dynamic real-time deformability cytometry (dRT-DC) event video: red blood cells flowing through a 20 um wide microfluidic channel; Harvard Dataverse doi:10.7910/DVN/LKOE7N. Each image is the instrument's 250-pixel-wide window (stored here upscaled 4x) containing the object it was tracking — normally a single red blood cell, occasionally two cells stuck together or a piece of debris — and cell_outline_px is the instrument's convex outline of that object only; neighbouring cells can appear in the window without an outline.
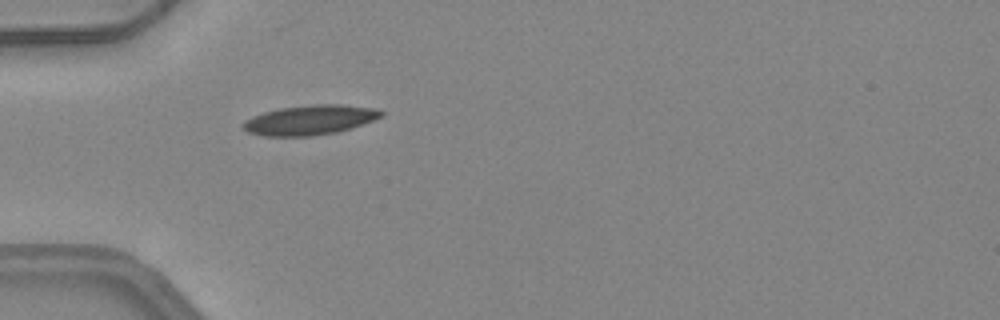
{"species": "common noctule bat (a hibernating species)", "species_latin": "Nyctalus noctula", "temperature_condition": "warm", "stored_images_in_passage": 30, "camera_frame_rate_fps": 3000, "um_per_image_px": 0.085, "animal": {"sex": "female", "body_mass_g": 24.6, "forearm_length_mm": 56.2}, "frame": {"image": 1, "passage_image": 1, "time_ms": 0.0, "image_size_px": [1000, 320], "cell_outline_px": [[384, 116], [352, 128], [336, 132], [312, 136], [264, 136], [248, 132], [240, 128], [240, 124], [244, 120], [252, 116], [264, 112], [280, 108], [320, 104], [340, 104], [372, 108], [384, 112]], "centroid_in_image_um": [26.3, 10.21], "position_along_channel_um": 58.7, "area_um2": 23.99}}
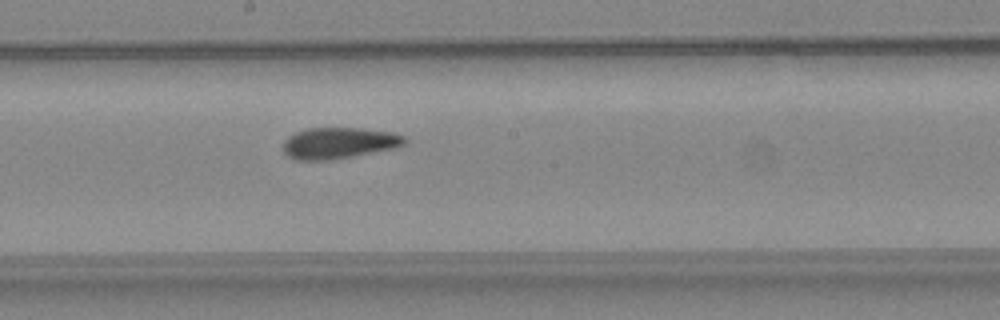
{"frame": {"image": 2, "passage_image": 13, "time_ms": 4.0, "image_size_px": [1000, 320], "cell_outline_px": [[408, 140], [404, 144], [392, 148], [352, 156], [328, 160], [296, 160], [288, 156], [284, 152], [284, 140], [288, 136], [296, 132], [308, 128], [364, 128], [392, 132], [404, 136]], "centroid_in_image_um": [28.79, 12.15], "position_along_channel_um": 219.4, "area_um2": 21.96}}
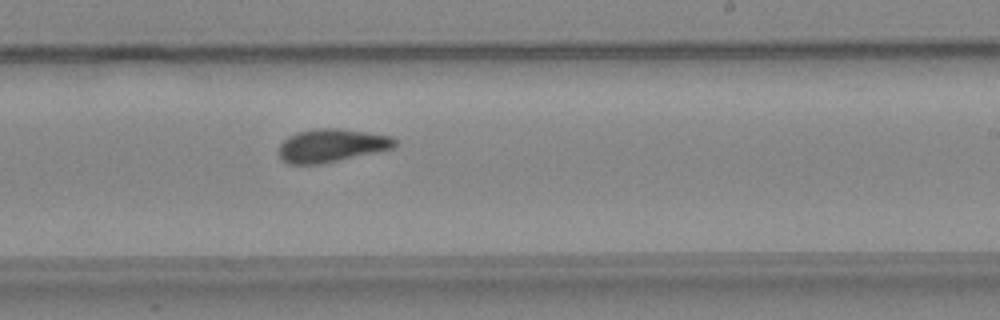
{"frame": {"image": 3, "passage_image": 16, "time_ms": 5.0, "image_size_px": [1000, 320], "cell_outline_px": [[396, 148], [320, 164], [288, 164], [280, 156], [280, 144], [288, 136], [296, 132], [316, 128], [336, 128], [368, 132], [392, 136], [396, 140]], "centroid_in_image_um": [28.21, 12.36], "position_along_channel_um": 260.8, "area_um2": 22.43}, "authors_computed_cell_mechanics": {"area_um2": 22.0507, "velocity_mm_per_s": 4.1631, "shape_relaxation_time_tau1_ms": 4.8666, "shape_relaxation_time_tau2_ms": 1.5281, "deformation_change_tau1": 0.1906, "deformation_change_tau2": 0.0895}}